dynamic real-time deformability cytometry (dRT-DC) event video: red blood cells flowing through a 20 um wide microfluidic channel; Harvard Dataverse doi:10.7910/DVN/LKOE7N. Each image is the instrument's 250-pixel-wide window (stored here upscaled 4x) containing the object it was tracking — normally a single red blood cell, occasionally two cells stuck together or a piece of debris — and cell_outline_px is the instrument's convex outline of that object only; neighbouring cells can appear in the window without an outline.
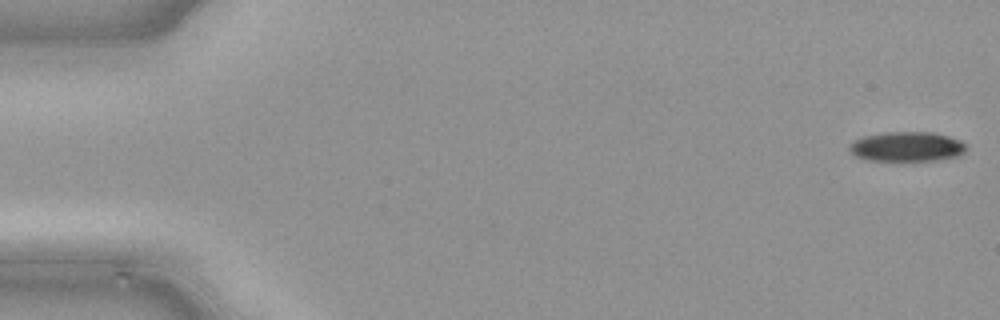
{"species": "common noctule bat (a hibernating species)", "species_latin": "Nyctalus noctula", "temperature_condition": "cold", "stored_images_in_passage": 48, "camera_frame_rate_fps": 3000, "um_per_image_px": 0.085, "animal": {"sex": "male", "body_mass_g": 21.5, "forearm_length_mm": 52.0}, "frame": {"image": 1, "passage_image": 1, "time_ms": 0.0, "image_size_px": [1000, 320], "cell_outline_px": [[964, 152], [956, 156], [936, 160], [868, 160], [856, 156], [848, 148], [856, 140], [864, 136], [884, 132], [932, 132], [948, 136], [960, 140], [964, 144]], "centroid_in_image_um": [77.08, 12.45], "position_along_channel_um": 7.9, "area_um2": 19.83}}
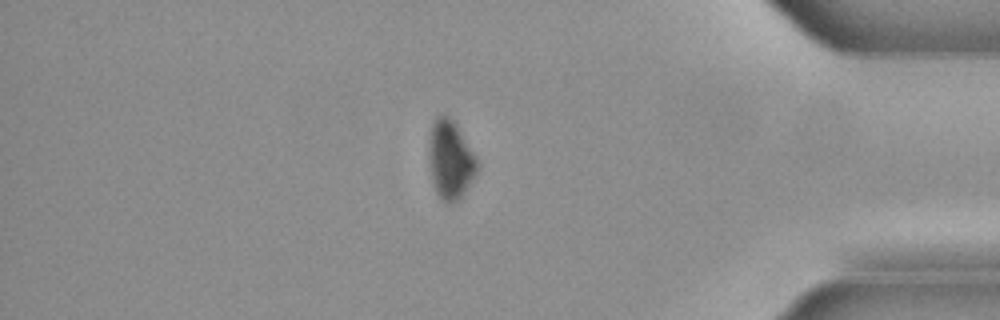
{"frame": {"image": 2, "passage_image": 41, "time_ms": 13.333, "image_size_px": [1000, 320], "cell_outline_px": [[480, 168], [460, 196], [452, 204], [444, 204], [436, 192], [432, 180], [428, 160], [428, 140], [432, 124], [436, 116], [448, 116], [456, 124], [476, 156], [480, 164]], "centroid_in_image_um": [38.27, 13.58], "position_along_channel_um": 396.9, "area_um2": 22.25}}
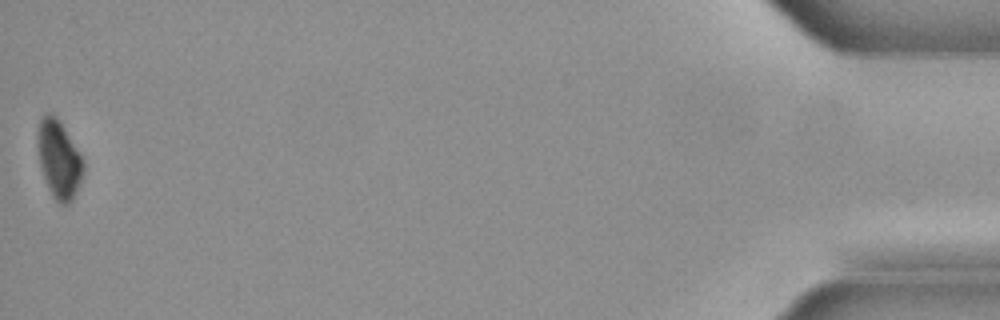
{"frame": {"image": 3, "passage_image": 48, "time_ms": 15.667, "image_size_px": [1000, 320], "cell_outline_px": [[84, 172], [80, 184], [72, 200], [68, 204], [60, 204], [52, 196], [48, 188], [40, 164], [36, 144], [36, 132], [40, 116], [44, 112], [52, 112], [60, 120], [84, 160]], "centroid_in_image_um": [4.99, 13.48], "position_along_channel_um": 430.2, "area_um2": 21.27}}